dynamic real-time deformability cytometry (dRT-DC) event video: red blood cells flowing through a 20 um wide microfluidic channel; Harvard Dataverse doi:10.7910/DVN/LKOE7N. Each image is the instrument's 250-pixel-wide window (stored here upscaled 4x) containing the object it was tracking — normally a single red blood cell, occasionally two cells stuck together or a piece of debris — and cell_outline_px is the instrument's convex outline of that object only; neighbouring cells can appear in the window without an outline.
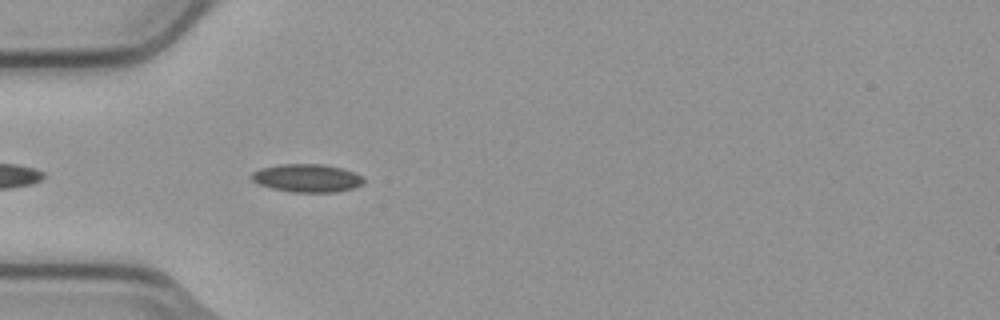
{"species": "common noctule bat (a hibernating species)", "species_latin": "Nyctalus noctula", "temperature_condition": "cold", "stored_images_in_passage": 7, "camera_frame_rate_fps": 3000, "um_per_image_px": 0.085, "animal": {"sex": "male", "body_mass_g": 23.1, "forearm_length_mm": 52.7}, "frame": {"image": 1, "passage_image": 4, "time_ms": 1.0, "image_size_px": [1000, 320], "cell_outline_px": [[364, 184], [352, 188], [336, 192], [292, 192], [272, 188], [260, 184], [252, 180], [252, 172], [260, 168], [280, 164], [320, 164], [340, 168], [364, 176]], "centroid_in_image_um": [26.11, 15.14], "position_along_channel_um": 58.9, "area_um2": 18.21}}